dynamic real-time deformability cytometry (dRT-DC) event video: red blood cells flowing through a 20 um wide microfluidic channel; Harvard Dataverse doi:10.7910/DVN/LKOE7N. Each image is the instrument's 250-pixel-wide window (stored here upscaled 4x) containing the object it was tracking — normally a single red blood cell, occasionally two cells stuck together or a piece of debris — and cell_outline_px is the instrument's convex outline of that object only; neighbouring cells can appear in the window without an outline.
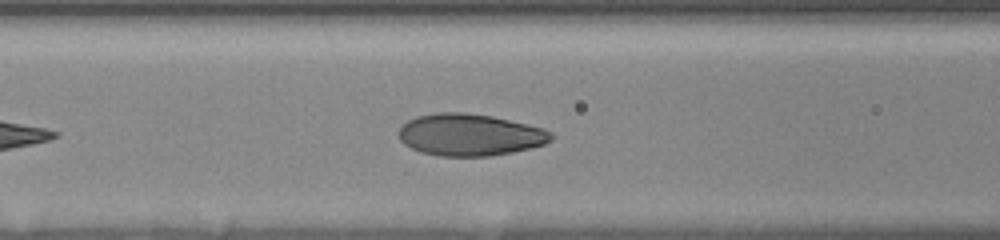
{"species": "human", "species_latin": "Homo sapiens", "temperature_condition": "room temperature", "stored_images_in_passage": 17, "segment_of_instrument_passage": [1, 2], "camera_frame_rate_fps": 3000, "um_per_image_px": 0.085, "donor": {"sex": "female"}, "frame": {"image": 1, "passage_image": 5, "time_ms": 1.667, "image_size_px": [1000, 240], "cell_outline_px": [[552, 140], [544, 144], [532, 148], [512, 152], [488, 156], [436, 156], [420, 152], [404, 144], [400, 140], [400, 128], [408, 120], [416, 116], [436, 112], [464, 112], [492, 116], [544, 128], [552, 132]], "centroid_in_image_um": [39.94, 11.46], "position_along_channel_um": 126.7, "area_um2": 37.34}}
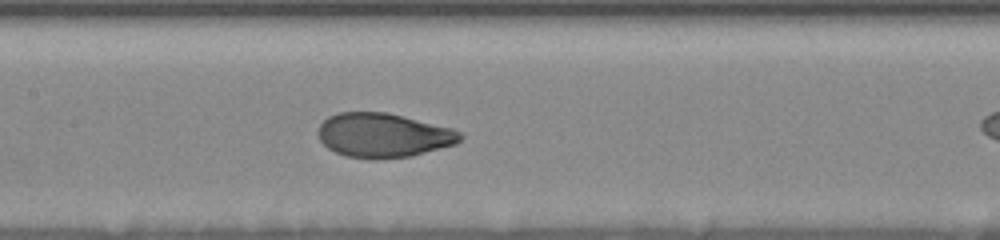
{"frame": {"image": 2, "passage_image": 11, "time_ms": 3.0, "image_size_px": [1000, 240], "cell_outline_px": [[464, 136], [456, 144], [412, 156], [344, 156], [328, 148], [320, 140], [316, 132], [320, 124], [328, 116], [336, 112], [388, 112], [452, 128], [460, 132]], "centroid_in_image_um": [32.58, 11.45], "position_along_channel_um": 174.8, "area_um2": 36.07}}
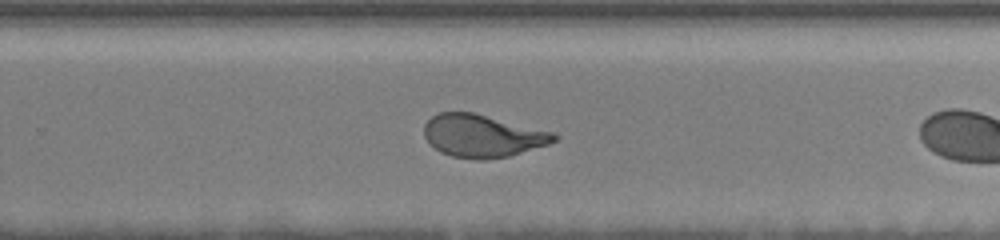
{"frame": {"image": 3, "passage_image": 15, "time_ms": 5.0, "image_size_px": [1000, 240], "cell_outline_px": [[560, 136], [556, 140], [548, 144], [508, 156], [484, 160], [476, 160], [452, 156], [440, 152], [424, 136], [424, 124], [432, 116], [440, 112], [472, 112], [556, 132]], "centroid_in_image_um": [41.03, 11.54], "position_along_channel_um": 288.8, "area_um2": 32.25}}